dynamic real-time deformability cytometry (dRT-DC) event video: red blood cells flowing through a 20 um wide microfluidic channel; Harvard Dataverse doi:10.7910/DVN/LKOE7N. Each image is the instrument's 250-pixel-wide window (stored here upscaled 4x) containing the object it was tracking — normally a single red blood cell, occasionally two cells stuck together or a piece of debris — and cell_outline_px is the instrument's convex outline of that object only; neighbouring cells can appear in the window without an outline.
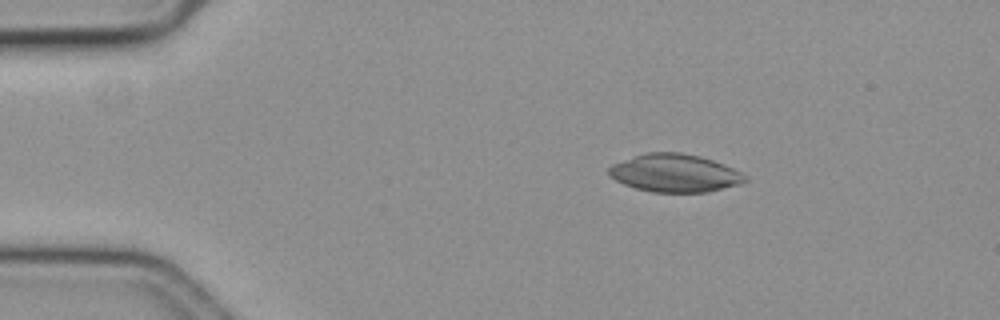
{"species": "common noctule bat (a hibernating species)", "species_latin": "Nyctalus noctula", "temperature_condition": "cold", "stored_images_in_passage": 49, "camera_frame_rate_fps": 3000, "um_per_image_px": 0.085, "animal": {"sex": "female", "body_mass_g": 19.3, "forearm_length_mm": 54.1}, "frame": {"image": 1, "passage_image": 1, "time_ms": 0.0, "image_size_px": [1000, 320], "cell_outline_px": [[748, 180], [740, 184], [708, 192], [652, 192], [636, 188], [624, 184], [608, 176], [608, 168], [612, 164], [648, 152], [680, 152], [700, 156], [712, 160], [732, 168], [740, 172]], "centroid_in_image_um": [57.34, 14.72], "position_along_channel_um": 27.7, "area_um2": 29.88}}
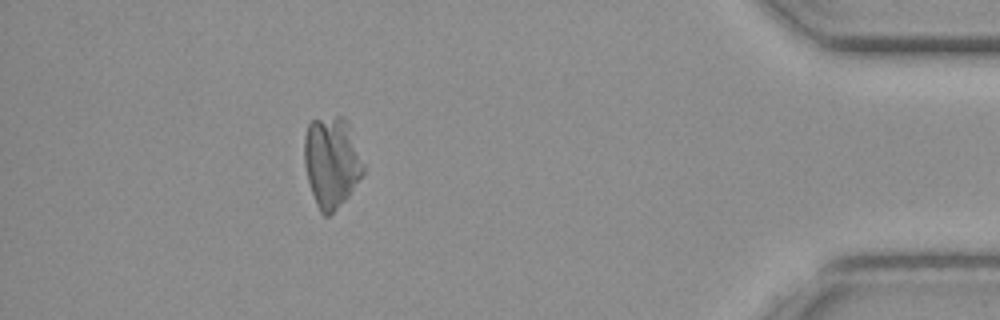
{"frame": {"image": 2, "passage_image": 43, "time_ms": 14.0, "image_size_px": [1000, 320], "cell_outline_px": [[364, 172], [348, 196], [328, 216], [324, 216], [320, 212], [316, 204], [308, 180], [304, 164], [304, 136], [308, 124], [312, 120], [336, 116], [344, 116], [348, 124], [364, 164]], "centroid_in_image_um": [28.16, 13.76], "position_along_channel_um": 407.0, "area_um2": 30.98}}